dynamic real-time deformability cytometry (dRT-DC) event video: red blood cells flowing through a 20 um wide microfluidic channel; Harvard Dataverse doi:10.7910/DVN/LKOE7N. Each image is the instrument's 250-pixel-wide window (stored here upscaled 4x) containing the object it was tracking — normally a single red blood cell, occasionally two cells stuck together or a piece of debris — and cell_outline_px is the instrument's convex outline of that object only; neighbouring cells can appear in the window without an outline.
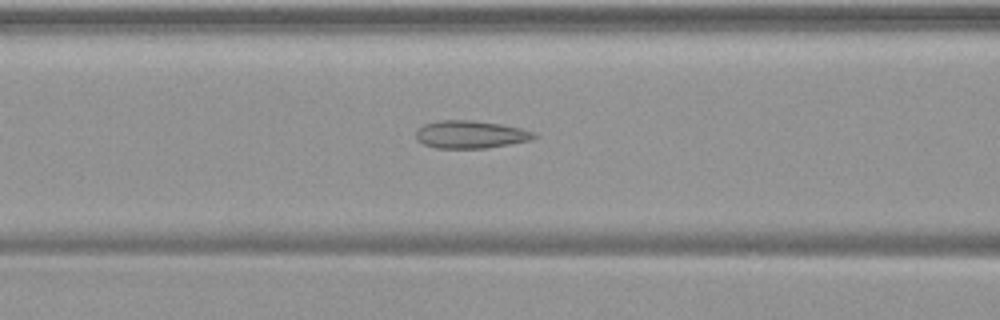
{"species": "common noctule bat (a hibernating species)", "species_latin": "Nyctalus noctula", "temperature_condition": "warm", "stored_images_in_passage": 44, "camera_frame_rate_fps": 3000, "um_per_image_px": 0.085, "animal": {"sex": "female", "body_mass_g": 19.9}, "frame": {"image": 1, "passage_image": 12, "time_ms": 3.667, "image_size_px": [1000, 320], "cell_outline_px": [[536, 136], [532, 140], [488, 148], [436, 148], [424, 144], [416, 140], [416, 128], [424, 124], [440, 120], [472, 120], [500, 124], [520, 128], [536, 132]], "centroid_in_image_um": [39.98, 11.43], "position_along_channel_um": 126.6, "area_um2": 19.19}}
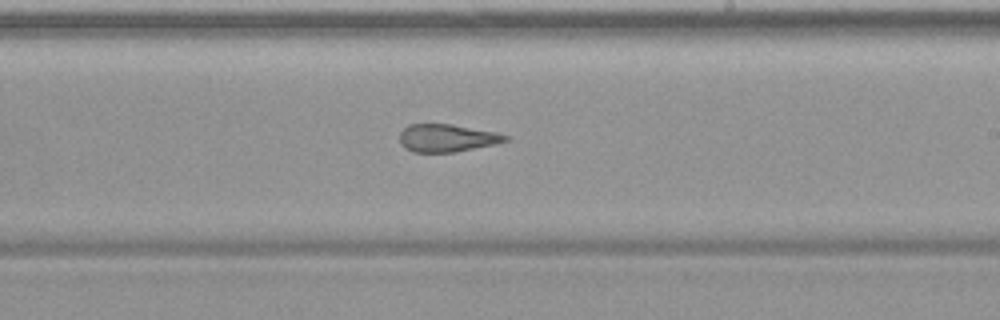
{"frame": {"image": 2, "passage_image": 22, "time_ms": 7.0, "image_size_px": [1000, 320], "cell_outline_px": [[508, 140], [492, 144], [456, 152], [412, 152], [404, 148], [400, 144], [400, 132], [408, 124], [452, 124], [496, 132], [508, 136]], "centroid_in_image_um": [37.93, 11.73], "position_along_channel_um": 251.1, "area_um2": 16.99}}
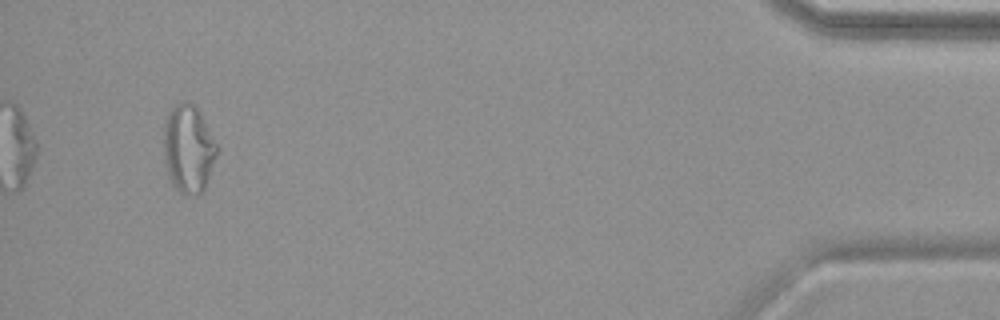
{"frame": {"image": 3, "passage_image": 41, "time_ms": 13.333, "image_size_px": [1000, 320], "cell_outline_px": [[216, 156], [204, 192], [180, 192], [172, 184], [168, 176], [164, 160], [164, 124], [168, 112], [176, 104], [196, 104], [216, 144]], "centroid_in_image_um": [16.0, 12.64], "position_along_channel_um": 419.2, "area_um2": 26.7}, "authors_computed_cell_mechanics": {"area_um2": 20.4323, "velocity_mm_per_s": 3.7453, "shape_relaxation_time_tau1_ms": null, "shape_relaxation_time_tau2_ms": 2.2799, "deformation_change_tau1": null, "deformation_change_tau2": 0.1147}}